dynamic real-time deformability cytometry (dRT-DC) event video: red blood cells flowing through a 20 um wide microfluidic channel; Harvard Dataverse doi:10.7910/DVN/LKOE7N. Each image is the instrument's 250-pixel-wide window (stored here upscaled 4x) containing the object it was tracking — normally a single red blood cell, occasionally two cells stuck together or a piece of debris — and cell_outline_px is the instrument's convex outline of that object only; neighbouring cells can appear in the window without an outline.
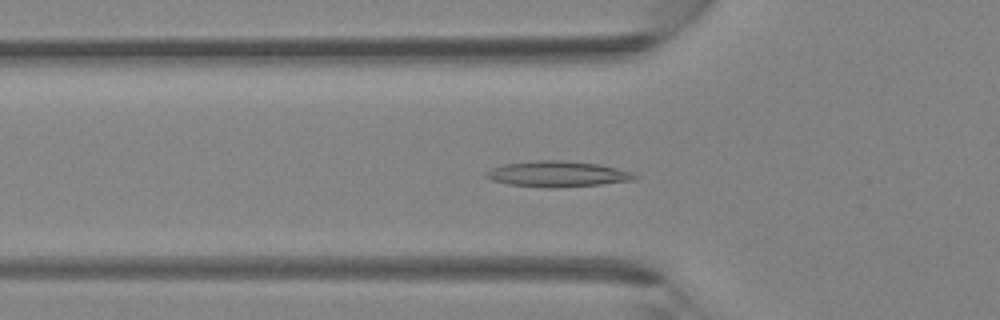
{"species": "Egyptian fruit bat (a non-hibernating species)", "species_latin": "Rousettus aegyptiacus", "temperature_condition": "room temperature", "stored_images_in_passage": 39, "camera_frame_rate_fps": 3000, "um_per_image_px": 0.085, "animal": {"sex": "female"}, "frame": {"image": 1, "passage_image": 13, "time_ms": 4.0, "image_size_px": [1000, 320], "cell_outline_px": [[640, 176], [636, 180], [600, 184], [556, 188], [548, 188], [508, 184], [492, 180], [484, 176], [484, 172], [492, 168], [504, 164], [536, 160], [560, 160], [600, 164], [632, 172]], "centroid_in_image_um": [47.4, 14.79], "position_along_channel_um": 78.4, "area_um2": 22.43}}
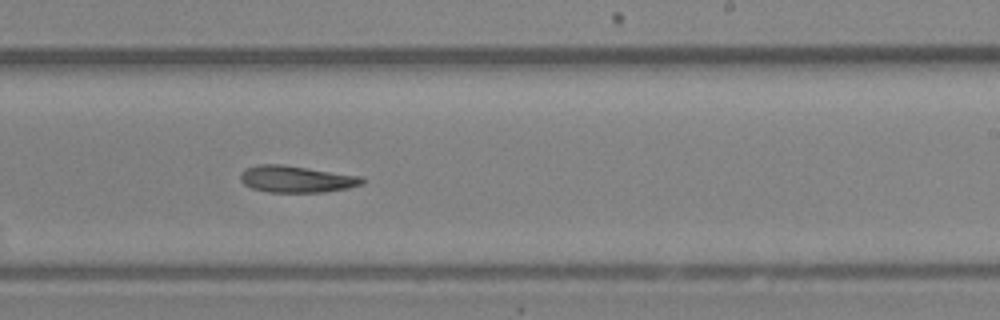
{"frame": {"image": 2, "passage_image": 24, "time_ms": 7.667, "image_size_px": [1000, 320], "cell_outline_px": [[364, 184], [348, 188], [324, 192], [268, 192], [252, 188], [244, 184], [240, 180], [240, 172], [244, 168], [260, 164], [280, 164], [364, 176]], "centroid_in_image_um": [25.2, 15.22], "position_along_channel_um": 263.8, "area_um2": 19.13}}
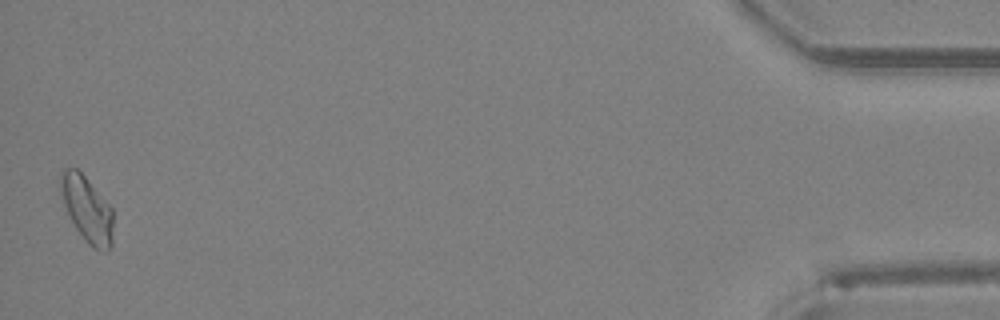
{"frame": {"image": 3, "passage_image": 39, "time_ms": 12.667, "image_size_px": [1000, 320], "cell_outline_px": [[112, 244], [108, 248], [100, 252], [92, 248], [84, 240], [76, 228], [60, 196], [60, 172], [64, 168], [76, 168], [84, 176], [112, 208]], "centroid_in_image_um": [7.38, 17.78], "position_along_channel_um": 427.8, "area_um2": 19.88}}